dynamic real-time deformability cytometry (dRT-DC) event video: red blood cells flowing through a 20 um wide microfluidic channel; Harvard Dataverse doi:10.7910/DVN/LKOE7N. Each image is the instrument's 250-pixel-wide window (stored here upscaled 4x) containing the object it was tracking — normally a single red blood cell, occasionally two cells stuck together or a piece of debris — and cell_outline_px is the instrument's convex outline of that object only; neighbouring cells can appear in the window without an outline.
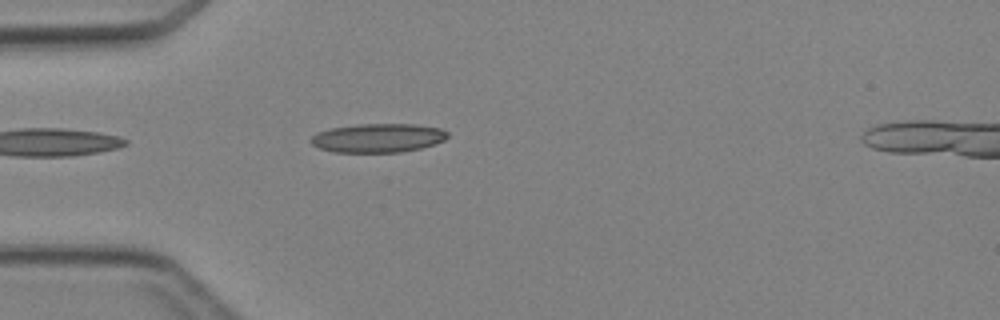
{"species": "Egyptian fruit bat (a non-hibernating species)", "species_latin": "Rousettus aegyptiacus", "temperature_condition": "cold", "stored_images_in_passage": 3, "camera_frame_rate_fps": 3000, "um_per_image_px": 0.085, "animal": {"sex": "female"}, "frame": {"image": 1, "passage_image": 3, "time_ms": 3.333, "image_size_px": [1000, 320], "cell_outline_px": [[448, 136], [444, 140], [420, 148], [400, 152], [332, 152], [320, 148], [312, 144], [308, 140], [316, 132], [332, 128], [360, 124], [416, 124], [440, 128], [448, 132]], "centroid_in_image_um": [32.1, 11.72], "position_along_channel_um": 52.9, "area_um2": 22.95}}